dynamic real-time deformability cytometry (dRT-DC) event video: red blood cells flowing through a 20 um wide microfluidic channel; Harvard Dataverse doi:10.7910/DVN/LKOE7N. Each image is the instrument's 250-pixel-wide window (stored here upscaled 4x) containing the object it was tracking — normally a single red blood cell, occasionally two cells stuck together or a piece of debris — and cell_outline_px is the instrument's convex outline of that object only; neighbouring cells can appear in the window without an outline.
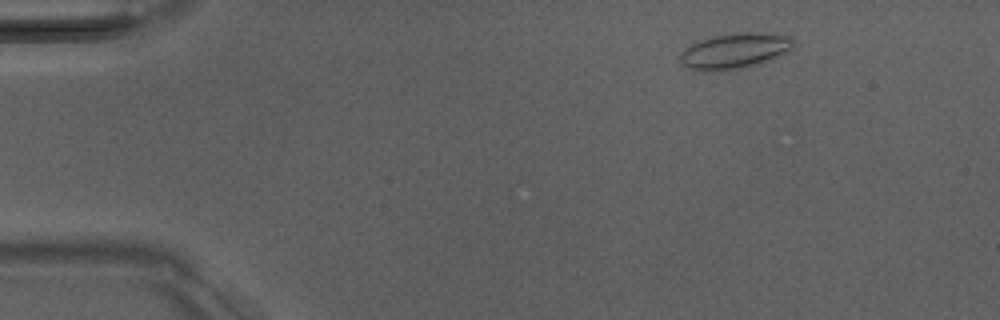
{"species": "Egyptian fruit bat (a non-hibernating species)", "species_latin": "Rousettus aegyptiacus", "temperature_condition": "room temperature", "stored_images_in_passage": 22, "camera_frame_rate_fps": 3000, "um_per_image_px": 0.085, "animal": {"sex": "male"}, "frame": {"image": 1, "passage_image": 1, "time_ms": 0.0, "image_size_px": [1000, 320], "cell_outline_px": [[792, 52], [772, 60], [740, 68], [704, 72], [700, 72], [688, 68], [680, 60], [680, 52], [684, 48], [696, 40], [712, 36], [736, 32], [744, 32], [792, 36]], "centroid_in_image_um": [62.43, 4.33], "position_along_channel_um": 22.6, "area_um2": 23.76}}